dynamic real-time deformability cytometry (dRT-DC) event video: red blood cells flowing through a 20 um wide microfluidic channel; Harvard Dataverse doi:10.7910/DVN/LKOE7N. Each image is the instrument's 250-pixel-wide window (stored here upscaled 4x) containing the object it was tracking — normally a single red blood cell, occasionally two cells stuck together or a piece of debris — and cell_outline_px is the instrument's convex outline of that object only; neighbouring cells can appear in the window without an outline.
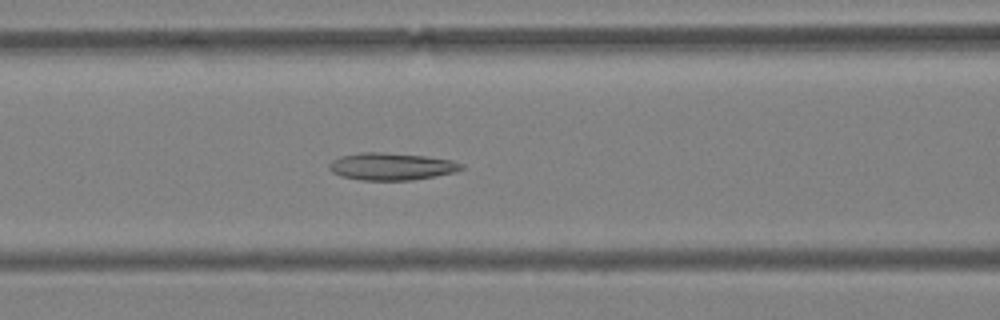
{"species": "Egyptian fruit bat (a non-hibernating species)", "species_latin": "Rousettus aegyptiacus", "temperature_condition": "warm", "stored_images_in_passage": 55, "camera_frame_rate_fps": 3000, "um_per_image_px": 0.085, "animal": {"sex": "female"}, "frame": {"image": 1, "passage_image": 24, "time_ms": 7.667, "image_size_px": [1000, 320], "cell_outline_px": [[464, 168], [456, 172], [412, 180], [360, 180], [340, 176], [332, 172], [328, 168], [328, 164], [332, 160], [340, 156], [360, 152], [380, 152], [424, 156], [452, 160], [464, 164]], "centroid_in_image_um": [33.25, 14.15], "position_along_channel_um": 133.3, "area_um2": 21.1}}
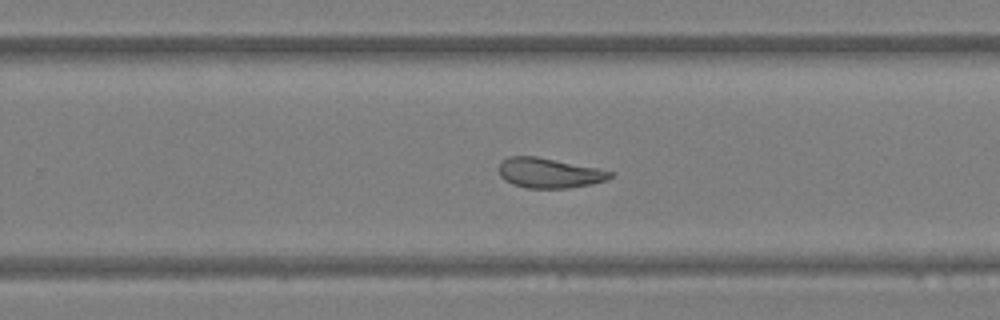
{"frame": {"image": 2, "passage_image": 36, "time_ms": 11.667, "image_size_px": [1000, 320], "cell_outline_px": [[616, 172], [608, 180], [592, 184], [568, 188], [528, 188], [512, 184], [504, 180], [500, 176], [500, 160], [508, 156], [536, 156]], "centroid_in_image_um": [46.68, 14.7], "position_along_channel_um": 283.1, "area_um2": 19.48}}
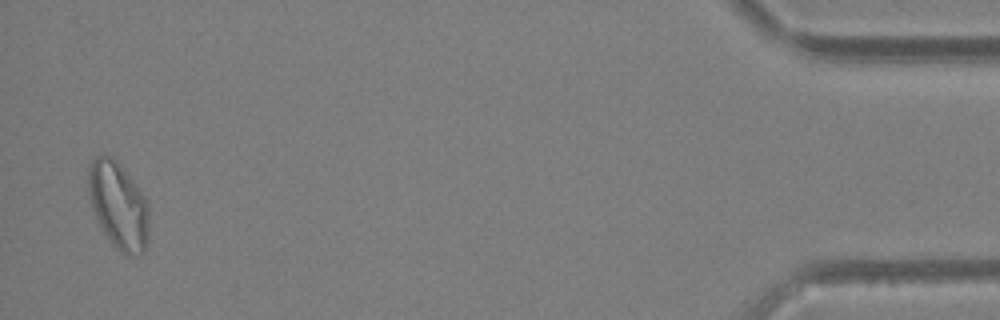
{"frame": {"image": 3, "passage_image": 54, "time_ms": 17.667, "image_size_px": [1000, 320], "cell_outline_px": [[148, 240], [144, 252], [140, 256], [120, 252], [116, 248], [104, 232], [92, 208], [88, 196], [88, 168], [92, 160], [96, 156], [112, 156], [124, 168], [144, 196], [148, 204]], "centroid_in_image_um": [10.07, 17.45], "position_along_channel_um": 425.1, "area_um2": 30.63}, "authors_computed_cell_mechanics": {"area_um2": 23.6402, "velocity_mm_per_s": 3.7567, "shape_relaxation_time_tau1_ms": null, "shape_relaxation_time_tau2_ms": 5.1524, "deformation_change_tau1": null, "deformation_change_tau2": 0.1488}}